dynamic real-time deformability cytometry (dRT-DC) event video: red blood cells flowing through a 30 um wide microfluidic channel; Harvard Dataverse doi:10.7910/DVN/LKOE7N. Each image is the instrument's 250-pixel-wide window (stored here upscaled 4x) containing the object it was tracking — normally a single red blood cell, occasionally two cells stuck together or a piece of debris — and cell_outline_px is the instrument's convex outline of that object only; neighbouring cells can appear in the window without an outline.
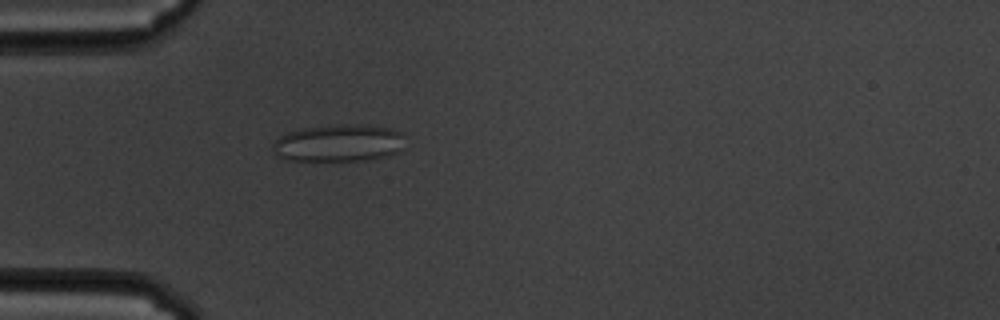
{"species": "common noctule bat (a hibernating species)", "species_latin": "Nyctalus noctula", "temperature_condition": "cold", "stored_images_in_passage": 60, "camera_frame_rate_fps": 3000, "um_per_image_px": 0.085, "animal": {"sex": "male", "body_mass_g": 19.5, "forearm_length_mm": 54.6}, "frame": {"image": 1, "passage_image": 18, "time_ms": 5.667, "image_size_px": [1000, 320], "cell_outline_px": [[404, 136], [400, 148], [396, 152], [388, 156], [372, 160], [284, 160], [276, 156], [272, 148], [272, 144], [280, 136], [288, 132], [300, 128], [336, 124], [356, 124], [392, 128], [400, 132]], "centroid_in_image_um": [28.75, 12.15], "position_along_channel_um": 56.2, "area_um2": 28.9}}
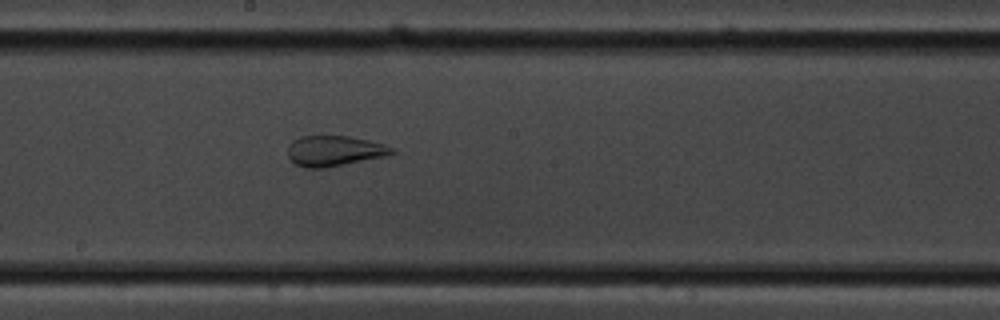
{"frame": {"image": 2, "passage_image": 33, "time_ms": 10.667, "image_size_px": [1000, 320], "cell_outline_px": [[396, 152], [384, 156], [324, 168], [304, 168], [296, 164], [288, 156], [288, 144], [292, 140], [300, 136], [348, 136], [368, 140], [384, 144], [396, 148]], "centroid_in_image_um": [28.4, 12.82], "position_along_channel_um": 219.8, "area_um2": 18.44}}
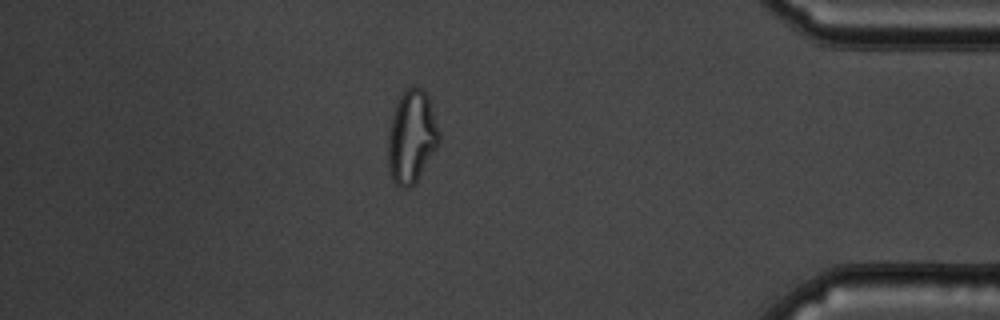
{"frame": {"image": 3, "passage_image": 52, "time_ms": 17.0, "image_size_px": [1000, 320], "cell_outline_px": [[440, 144], [416, 180], [408, 188], [400, 188], [392, 180], [388, 168], [388, 136], [392, 116], [396, 104], [400, 96], [408, 88], [424, 88], [428, 96], [440, 132]], "centroid_in_image_um": [34.99, 11.64], "position_along_channel_um": 400.2, "area_um2": 27.51}, "authors_computed_cell_mechanics": {"area_um2": 27.1082, "velocity_mm_per_s": 3.395, "shape_relaxation_time_tau1_ms": null, "shape_relaxation_time_tau2_ms": 1.0883, "deformation_change_tau1": null, "deformation_change_tau2": 0.0786}}